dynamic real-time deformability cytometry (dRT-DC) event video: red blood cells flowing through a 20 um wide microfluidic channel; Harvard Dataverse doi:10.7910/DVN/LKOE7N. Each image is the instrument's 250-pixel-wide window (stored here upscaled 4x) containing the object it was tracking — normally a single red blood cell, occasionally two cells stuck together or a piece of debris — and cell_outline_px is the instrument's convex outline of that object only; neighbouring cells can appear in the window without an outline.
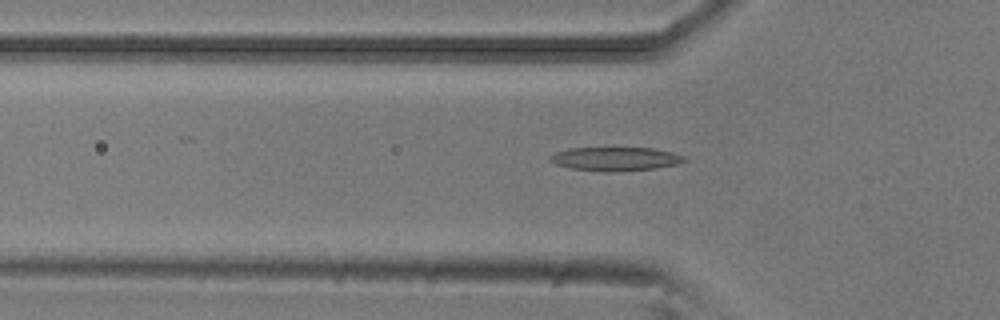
{"species": "common noctule bat (a hibernating species)", "species_latin": "Nyctalus noctula", "temperature_condition": "room temperature", "stored_images_in_passage": 51, "camera_frame_rate_fps": 3000, "um_per_image_px": 0.085, "animal": {"sex": "male", "body_mass_g": 20.5, "forearm_length_mm": 52.5}, "frame": {"image": 1, "passage_image": 16, "time_ms": 5.0, "image_size_px": [1000, 320], "cell_outline_px": [[688, 160], [676, 164], [656, 168], [616, 172], [604, 172], [572, 168], [556, 164], [548, 160], [548, 156], [556, 152], [568, 148], [652, 148], [672, 152], [684, 156]], "centroid_in_image_um": [52.29, 13.51], "position_along_channel_um": 73.5, "area_um2": 18.61}}
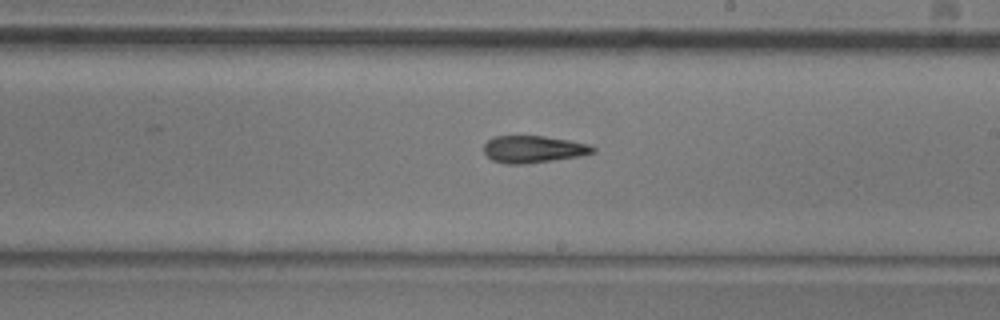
{"frame": {"image": 2, "passage_image": 29, "time_ms": 9.333, "image_size_px": [1000, 320], "cell_outline_px": [[596, 152], [580, 156], [524, 164], [504, 164], [492, 160], [484, 152], [484, 144], [488, 140], [496, 136], [544, 136], [568, 140], [588, 144], [596, 148]], "centroid_in_image_um": [45.33, 12.69], "position_along_channel_um": 243.7, "area_um2": 17.17}}
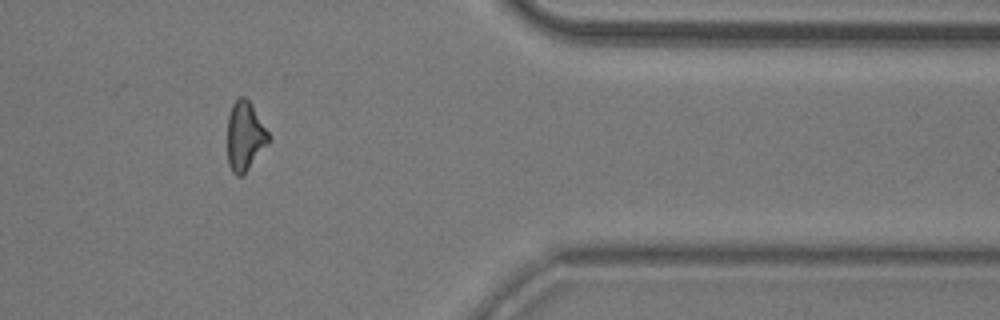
{"frame": {"image": 3, "passage_image": 42, "time_ms": 13.667, "image_size_px": [1000, 320], "cell_outline_px": [[272, 140], [248, 168], [240, 176], [236, 176], [232, 172], [228, 164], [228, 116], [232, 104], [240, 96], [244, 96], [248, 100], [272, 136]], "centroid_in_image_um": [20.84, 11.57], "position_along_channel_um": 390.6, "area_um2": 16.59}, "authors_computed_cell_mechanics": {"area_um2": 17.629, "velocity_mm_per_s": 3.8937, "shape_relaxation_time_tau1_ms": 7.9026, "shape_relaxation_time_tau2_ms": 3.2152, "deformation_change_tau1": 0.2216, "deformation_change_tau2": 0.1235}}